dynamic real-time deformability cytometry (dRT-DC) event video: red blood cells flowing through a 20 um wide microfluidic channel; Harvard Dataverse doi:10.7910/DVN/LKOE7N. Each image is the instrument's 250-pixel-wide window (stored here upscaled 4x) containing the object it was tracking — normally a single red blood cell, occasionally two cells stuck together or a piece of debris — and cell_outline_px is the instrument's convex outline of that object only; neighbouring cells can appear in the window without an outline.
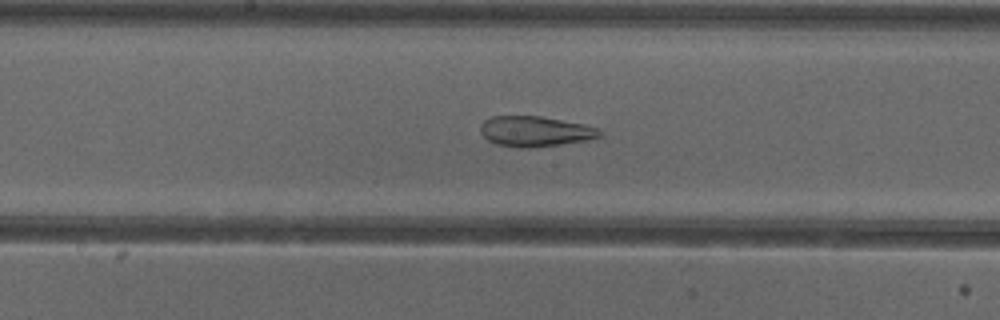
{"species": "common noctule bat (a hibernating species)", "species_latin": "Nyctalus noctula", "temperature_condition": "cold", "stored_images_in_passage": 52, "camera_frame_rate_fps": 3000, "um_per_image_px": 0.085, "animal": {"sex": "female"}, "frame": {"image": 1, "passage_image": 27, "time_ms": 8.667, "image_size_px": [1000, 320], "cell_outline_px": [[604, 132], [600, 136], [588, 140], [560, 144], [528, 148], [520, 148], [496, 144], [488, 140], [480, 132], [480, 124], [484, 120], [492, 116], [540, 116], [584, 124], [596, 128]], "centroid_in_image_um": [45.47, 11.16], "position_along_channel_um": 202.7, "area_um2": 21.1}}
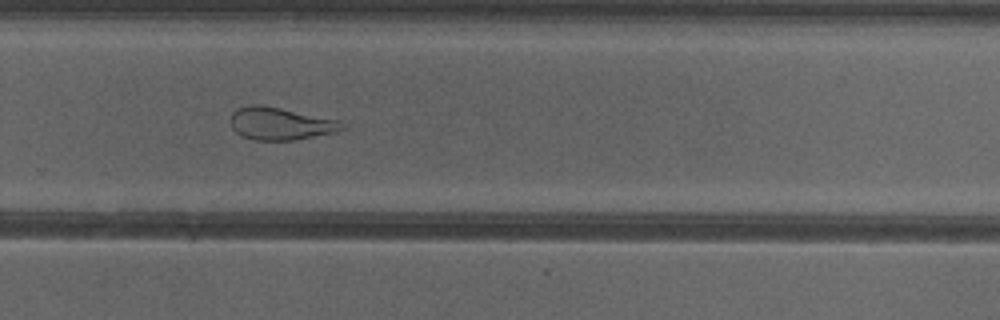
{"frame": {"image": 2, "passage_image": 35, "time_ms": 11.333, "image_size_px": [1000, 320], "cell_outline_px": [[348, 124], [344, 128], [332, 132], [292, 140], [252, 140], [236, 132], [232, 128], [232, 112], [236, 108], [248, 104], [260, 104], [340, 120]], "centroid_in_image_um": [23.82, 10.49], "position_along_channel_um": 306.0, "area_um2": 20.98}}
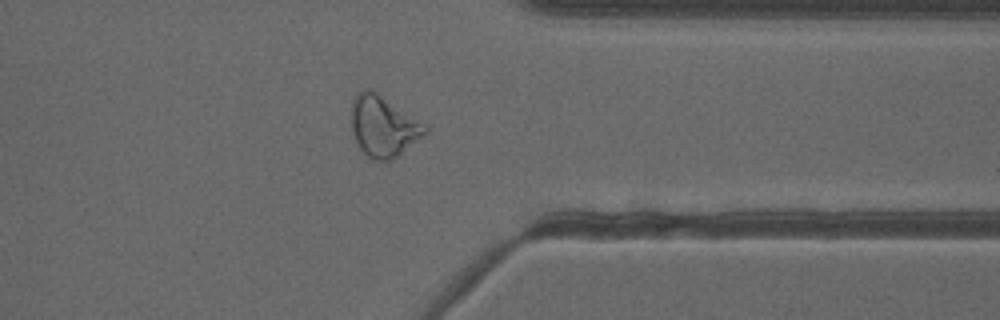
{"frame": {"image": 3, "passage_image": 41, "time_ms": 13.333, "image_size_px": [1000, 320], "cell_outline_px": [[428, 132], [424, 136], [392, 160], [376, 160], [368, 156], [356, 144], [352, 136], [352, 100], [356, 92], [364, 88], [372, 88], [428, 124]], "centroid_in_image_um": [32.6, 10.69], "position_along_channel_um": 378.8, "area_um2": 26.82}, "authors_computed_cell_mechanics": {"area_um2": 28.0619, "velocity_mm_per_s": 3.899, "shape_relaxation_time_tau1_ms": null, "shape_relaxation_time_tau2_ms": 2.4412, "deformation_change_tau1": null, "deformation_change_tau2": 0.1137}}